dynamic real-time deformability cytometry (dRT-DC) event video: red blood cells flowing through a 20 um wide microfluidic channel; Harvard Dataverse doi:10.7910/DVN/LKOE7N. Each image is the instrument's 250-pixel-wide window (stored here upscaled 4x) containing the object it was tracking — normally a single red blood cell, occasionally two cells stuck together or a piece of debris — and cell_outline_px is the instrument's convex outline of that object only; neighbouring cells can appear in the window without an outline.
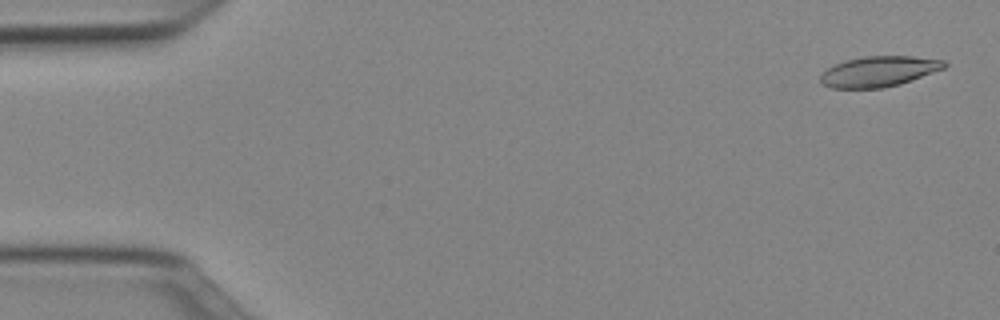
{"species": "Egyptian fruit bat (a non-hibernating species)", "species_latin": "Rousettus aegyptiacus", "temperature_condition": "cold", "stored_images_in_passage": 51, "camera_frame_rate_fps": 3000, "um_per_image_px": 0.085, "animal": {"sex": "female"}, "frame": {"image": 1, "passage_image": 2, "time_ms": 0.333, "image_size_px": [1000, 320], "cell_outline_px": [[948, 64], [944, 68], [900, 84], [884, 88], [832, 88], [824, 84], [820, 80], [820, 76], [828, 68], [836, 64], [848, 60], [864, 56], [912, 56], [944, 60]], "centroid_in_image_um": [74.72, 6.07], "position_along_channel_um": 10.3, "area_um2": 21.73}}
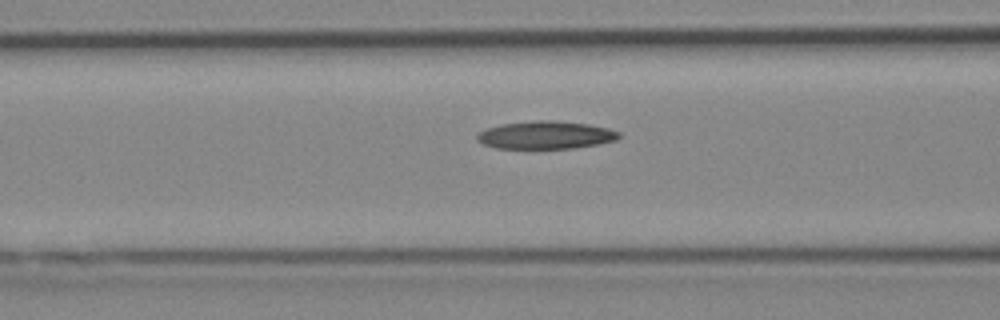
{"frame": {"image": 2, "passage_image": 20, "time_ms": 6.333, "image_size_px": [1000, 320], "cell_outline_px": [[620, 136], [616, 140], [600, 144], [576, 148], [496, 148], [484, 144], [476, 140], [476, 136], [480, 132], [488, 128], [500, 124], [536, 120], [556, 120], [588, 124], [608, 128], [620, 132]], "centroid_in_image_um": [46.41, 11.47], "position_along_channel_um": 120.2, "area_um2": 23.06}}
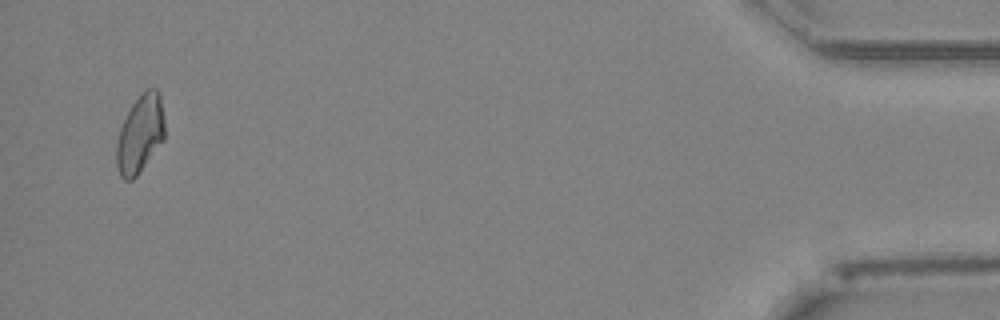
{"frame": {"image": 3, "passage_image": 49, "time_ms": 16.0, "image_size_px": [1000, 320], "cell_outline_px": [[164, 140], [140, 172], [132, 180], [124, 180], [120, 176], [116, 168], [116, 144], [120, 128], [132, 104], [144, 88], [156, 88], [160, 92], [164, 120]], "centroid_in_image_um": [11.91, 11.38], "position_along_channel_um": 423.3, "area_um2": 22.14}}